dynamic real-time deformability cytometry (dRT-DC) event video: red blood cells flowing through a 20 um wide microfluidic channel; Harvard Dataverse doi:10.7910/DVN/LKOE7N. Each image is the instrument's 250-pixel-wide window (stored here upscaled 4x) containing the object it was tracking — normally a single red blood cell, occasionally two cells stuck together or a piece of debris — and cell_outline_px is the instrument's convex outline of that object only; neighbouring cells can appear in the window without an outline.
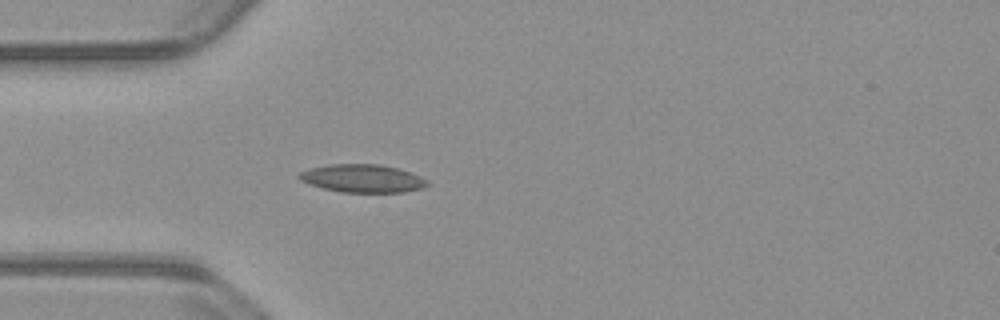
{"species": "common noctule bat (a hibernating species)", "species_latin": "Nyctalus noctula", "temperature_condition": "warm", "stored_images_in_passage": 28, "camera_frame_rate_fps": 3000, "um_per_image_px": 0.085, "animal": {"sex": "male", "body_mass_g": 23.1, "forearm_length_mm": 52.7}, "frame": {"image": 1, "passage_image": 5, "time_ms": 1.333, "image_size_px": [1000, 320], "cell_outline_px": [[428, 184], [424, 188], [404, 192], [340, 192], [324, 188], [300, 180], [296, 176], [300, 172], [312, 168], [328, 164], [380, 164], [400, 168], [420, 176], [428, 180]], "centroid_in_image_um": [30.85, 15.16], "position_along_channel_um": 54.1, "area_um2": 20.92}}
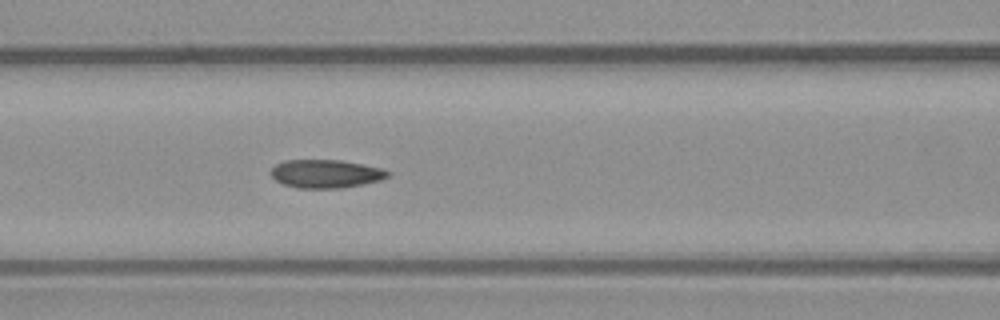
{"frame": {"image": 2, "passage_image": 12, "time_ms": 3.667, "image_size_px": [1000, 320], "cell_outline_px": [[392, 172], [388, 176], [380, 180], [364, 184], [340, 188], [296, 188], [284, 184], [276, 180], [268, 172], [276, 164], [284, 160], [340, 160], [364, 164], [384, 168]], "centroid_in_image_um": [27.71, 14.76], "position_along_channel_um": 138.9, "area_um2": 19.48}}
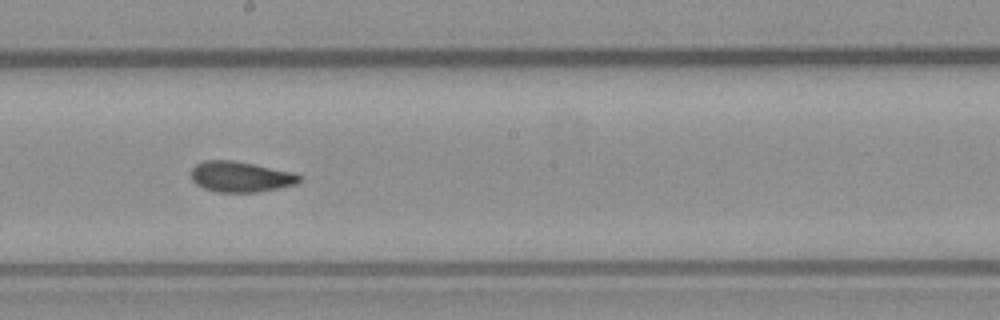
{"frame": {"image": 3, "passage_image": 19, "time_ms": 6.0, "image_size_px": [1000, 320], "cell_outline_px": [[304, 176], [296, 184], [260, 192], [216, 192], [204, 188], [196, 184], [192, 180], [192, 168], [196, 164], [204, 160], [232, 160], [292, 172]], "centroid_in_image_um": [20.45, 15.03], "position_along_channel_um": 227.8, "area_um2": 19.25}}